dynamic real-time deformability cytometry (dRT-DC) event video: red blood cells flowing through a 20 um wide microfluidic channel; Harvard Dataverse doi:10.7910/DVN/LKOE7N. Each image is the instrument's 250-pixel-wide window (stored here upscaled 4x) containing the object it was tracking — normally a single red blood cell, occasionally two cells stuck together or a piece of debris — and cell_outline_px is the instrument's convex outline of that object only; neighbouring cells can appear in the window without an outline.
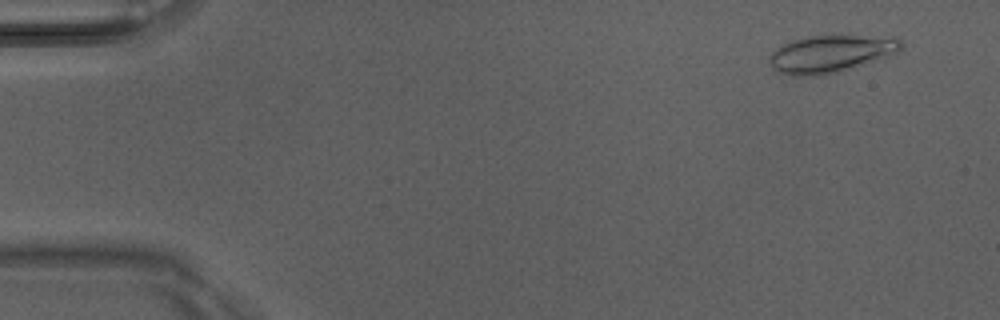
{"species": "Egyptian fruit bat (a non-hibernating species)", "species_latin": "Rousettus aegyptiacus", "temperature_condition": "room temperature", "stored_images_in_passage": 50, "camera_frame_rate_fps": 3000, "um_per_image_px": 0.085, "animal": {"sex": "male"}, "frame": {"image": 1, "passage_image": 4, "time_ms": 1.0, "image_size_px": [1000, 320], "cell_outline_px": [[904, 48], [900, 52], [852, 68], [836, 72], [816, 76], [792, 76], [780, 72], [772, 68], [768, 60], [768, 56], [776, 48], [792, 40], [804, 36], [824, 32], [896, 36], [900, 40]], "centroid_in_image_um": [70.66, 4.49], "position_along_channel_um": 14.3, "area_um2": 30.17}}
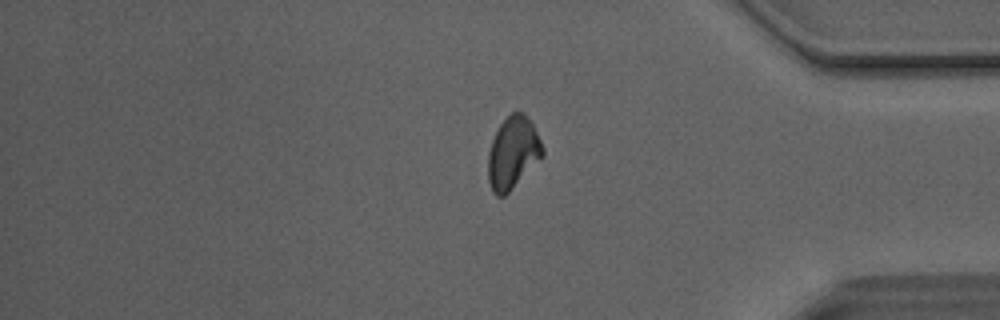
{"frame": {"image": 2, "passage_image": 42, "time_ms": 13.667, "image_size_px": [1000, 320], "cell_outline_px": [[544, 156], [504, 196], [496, 196], [492, 192], [488, 180], [488, 152], [492, 140], [500, 124], [512, 112], [524, 112], [532, 124], [544, 148]], "centroid_in_image_um": [43.59, 13.0], "position_along_channel_um": 391.6, "area_um2": 22.77}}
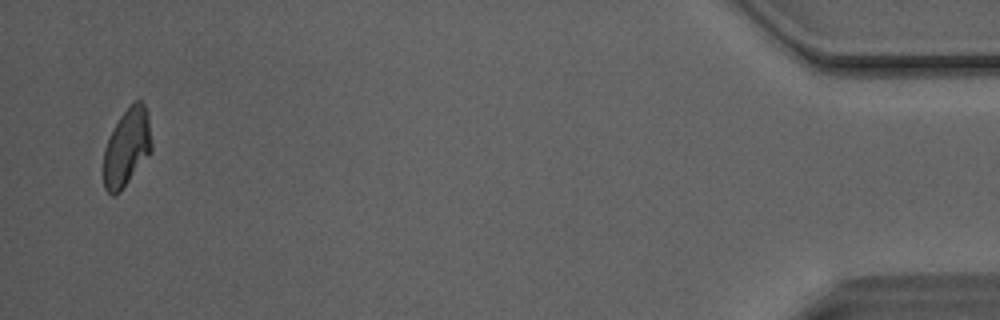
{"frame": {"image": 3, "passage_image": 49, "time_ms": 16.0, "image_size_px": [1000, 320], "cell_outline_px": [[152, 148], [120, 192], [116, 196], [112, 196], [104, 188], [104, 148], [120, 116], [136, 100], [140, 100], [144, 104], [148, 112], [152, 144]], "centroid_in_image_um": [10.77, 12.53], "position_along_channel_um": 424.4, "area_um2": 21.27}, "authors_computed_cell_mechanics": {"area_um2": 23.2067, "velocity_mm_per_s": 4.1255, "shape_relaxation_time_tau1_ms": 7.0222, "shape_relaxation_time_tau2_ms": 3.1566, "deformation_change_tau1": 0.1792, "deformation_change_tau2": 0.0993}}